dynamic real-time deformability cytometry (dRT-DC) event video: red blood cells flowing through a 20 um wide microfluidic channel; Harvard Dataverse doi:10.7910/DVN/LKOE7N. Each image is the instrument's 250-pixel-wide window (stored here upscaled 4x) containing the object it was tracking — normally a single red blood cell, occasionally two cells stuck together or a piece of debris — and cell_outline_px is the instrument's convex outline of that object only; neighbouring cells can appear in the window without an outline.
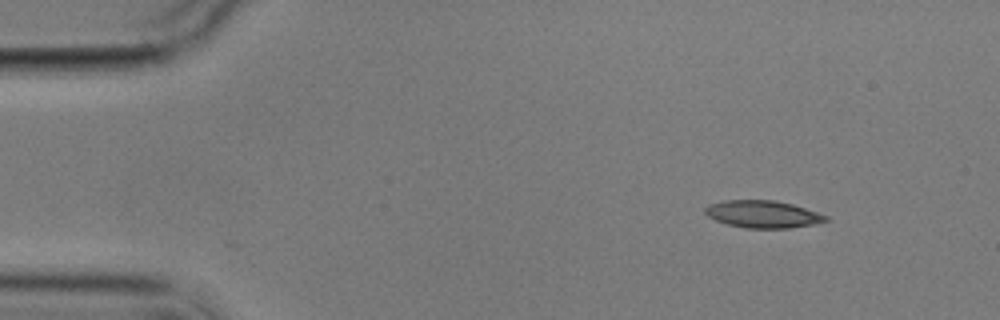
{"species": "common noctule bat (a hibernating species)", "species_latin": "Nyctalus noctula", "temperature_condition": "cold", "stored_images_in_passage": 14, "camera_frame_rate_fps": 3000, "um_per_image_px": 0.085, "animal": {"sex": "male", "body_mass_g": 17.9}, "frame": {"image": 1, "passage_image": 1, "time_ms": 0.0, "image_size_px": [1000, 320], "cell_outline_px": [[828, 220], [812, 224], [788, 228], [744, 228], [728, 224], [716, 220], [708, 216], [704, 212], [704, 208], [708, 204], [724, 200], [772, 200], [792, 204], [828, 216]], "centroid_in_image_um": [64.79, 18.2], "position_along_channel_um": 20.2, "area_um2": 19.02}}
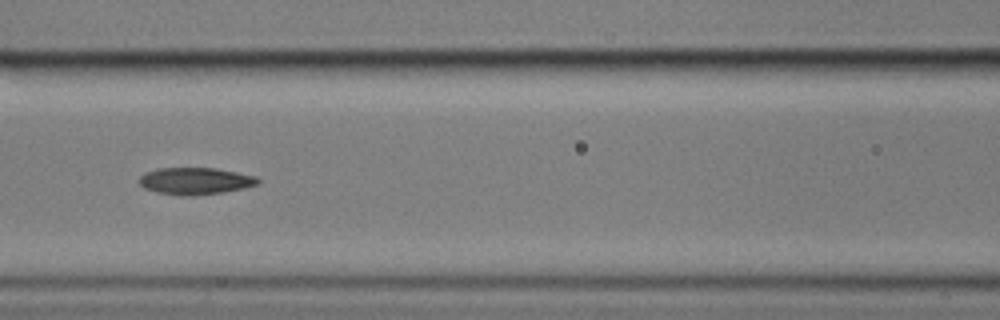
{"frame": {"image": 2, "passage_image": 6, "time_ms": 6.0, "image_size_px": [1000, 320], "cell_outline_px": [[260, 184], [244, 188], [224, 192], [192, 196], [180, 196], [156, 192], [144, 188], [140, 184], [140, 176], [144, 172], [156, 168], [216, 168], [256, 176], [260, 180]], "centroid_in_image_um": [16.6, 15.39], "position_along_channel_um": 150.0, "area_um2": 18.84}}
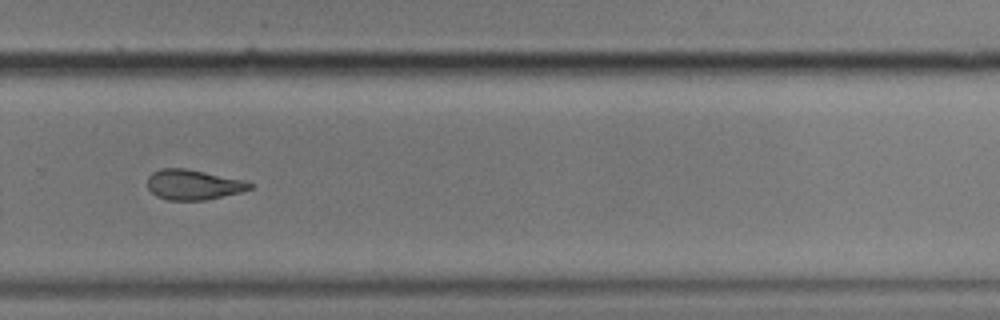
{"frame": {"image": 3, "passage_image": 10, "time_ms": 10.667, "image_size_px": [1000, 320], "cell_outline_px": [[256, 184], [252, 188], [244, 192], [204, 200], [168, 200], [156, 196], [148, 188], [148, 176], [152, 172], [160, 168], [188, 168], [244, 180]], "centroid_in_image_um": [16.47, 15.69], "position_along_channel_um": 313.3, "area_um2": 18.26}, "authors_computed_cell_mechanics": {"area_um2": 18.8139, "velocity_mm_per_s": 3.524, "shape_relaxation_time_tau1_ms": 6.2968, "shape_relaxation_time_tau2_ms": 3.2326, "deformation_change_tau1": 0.1688, "deformation_change_tau2": 0.1076}}